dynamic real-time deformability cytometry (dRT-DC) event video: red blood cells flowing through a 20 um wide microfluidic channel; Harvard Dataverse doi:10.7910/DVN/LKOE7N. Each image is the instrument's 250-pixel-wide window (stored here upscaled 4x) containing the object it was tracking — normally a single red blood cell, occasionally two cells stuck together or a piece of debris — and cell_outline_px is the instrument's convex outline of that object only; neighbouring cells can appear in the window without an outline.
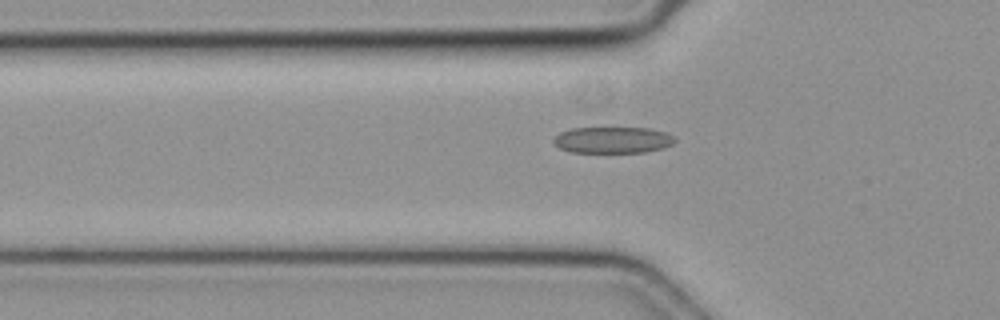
{"species": "common noctule bat (a hibernating species)", "species_latin": "Nyctalus noctula", "temperature_condition": "cold", "stored_images_in_passage": 35, "camera_frame_rate_fps": 3000, "um_per_image_px": 0.085, "animal": {"sex": "female", "body_mass_g": 19.3, "forearm_length_mm": 54.1}, "frame": {"image": 1, "passage_image": 3, "time_ms": 0.667, "image_size_px": [1000, 320], "cell_outline_px": [[676, 140], [672, 144], [664, 148], [644, 152], [572, 152], [560, 148], [552, 140], [560, 132], [572, 128], [648, 128], [668, 132]], "centroid_in_image_um": [52.11, 11.89], "position_along_channel_um": 73.7, "area_um2": 18.55}}
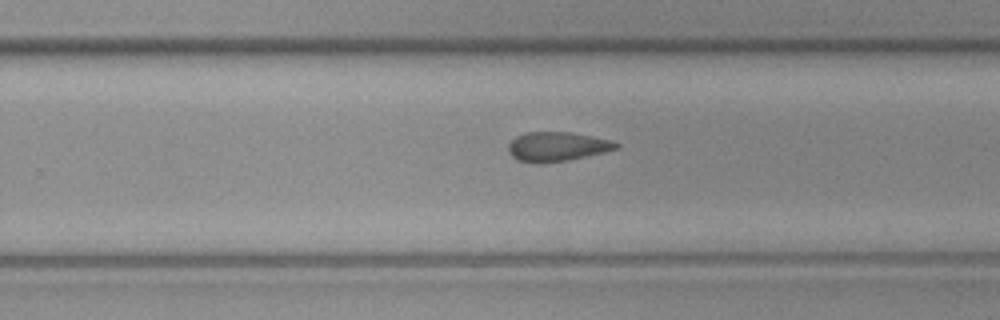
{"frame": {"image": 2, "passage_image": 18, "time_ms": 5.667, "image_size_px": [1000, 320], "cell_outline_px": [[620, 148], [604, 152], [568, 160], [540, 164], [536, 164], [516, 160], [508, 152], [508, 144], [516, 136], [524, 132], [572, 132], [612, 140], [620, 144]], "centroid_in_image_um": [47.34, 12.46], "position_along_channel_um": 282.5, "area_um2": 18.73}}
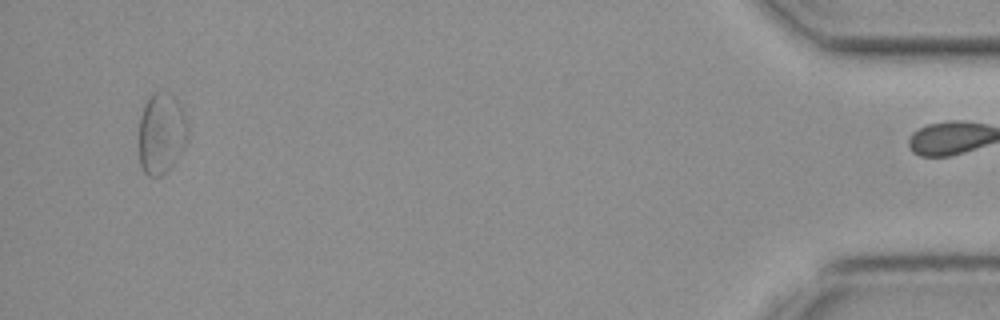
{"frame": {"image": 3, "passage_image": 34, "time_ms": 11.0, "image_size_px": [1000, 320], "cell_outline_px": [[188, 136], [176, 156], [168, 168], [160, 176], [148, 176], [144, 172], [140, 164], [140, 116], [144, 104], [152, 92], [160, 88], [168, 92], [176, 100], [184, 116], [188, 128]], "centroid_in_image_um": [13.68, 11.26], "position_along_channel_um": 421.5, "area_um2": 22.54}}